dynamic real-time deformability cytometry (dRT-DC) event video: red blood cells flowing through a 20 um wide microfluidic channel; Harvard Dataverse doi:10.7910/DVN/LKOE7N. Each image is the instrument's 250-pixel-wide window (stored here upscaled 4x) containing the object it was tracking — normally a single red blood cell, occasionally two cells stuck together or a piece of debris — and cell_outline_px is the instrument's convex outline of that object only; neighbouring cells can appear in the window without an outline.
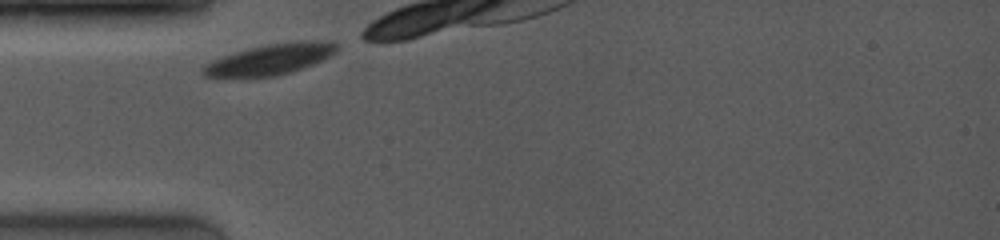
{"species": "common noctule bat (a hibernating species)", "species_latin": "Nyctalus noctula", "temperature_condition": "room temperature", "stored_images_in_passage": 2, "camera_frame_rate_fps": 4000, "um_per_image_px": 0.085, "animal": {"sex": "female", "body_mass_g": 19.0, "forearm_length_mm": 53.3}, "frame": {"image": 1, "passage_image": 1, "time_ms": 0.0, "image_size_px": [1000, 240], "cell_outline_px": [[340, 48], [336, 52], [312, 64], [292, 72], [276, 76], [204, 76], [200, 72], [200, 68], [204, 64], [212, 60], [236, 52], [268, 44], [300, 40], [332, 40], [340, 44]], "centroid_in_image_um": [23.04, 5.01], "position_along_channel_um": 62.0, "area_um2": 23.87}}